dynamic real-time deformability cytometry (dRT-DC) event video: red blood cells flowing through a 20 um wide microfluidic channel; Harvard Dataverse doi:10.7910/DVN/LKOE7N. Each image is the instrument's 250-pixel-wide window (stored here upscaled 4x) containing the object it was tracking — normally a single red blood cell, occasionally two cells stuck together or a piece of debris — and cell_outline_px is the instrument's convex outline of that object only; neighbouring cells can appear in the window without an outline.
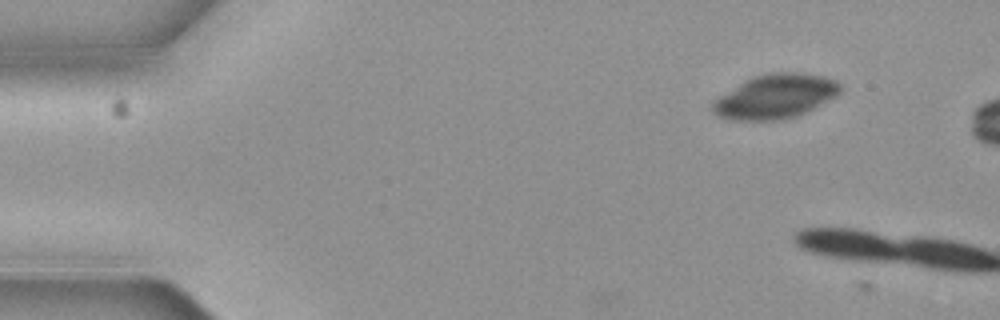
{"species": "common noctule bat (a hibernating species)", "species_latin": "Nyctalus noctula", "temperature_condition": "cold", "stored_images_in_passage": 3, "camera_frame_rate_fps": 3000, "um_per_image_px": 0.085, "animal": {"sex": "female", "body_mass_g": 19.3, "forearm_length_mm": 54.1}, "frame": {"image": 1, "passage_image": 2, "time_ms": 0.333, "image_size_px": [1000, 320], "cell_outline_px": [[840, 92], [836, 96], [796, 116], [784, 120], [732, 120], [716, 116], [712, 112], [712, 104], [720, 96], [744, 80], [752, 76], [772, 72], [800, 72], [824, 76], [836, 80], [840, 84]], "centroid_in_image_um": [65.89, 8.19], "position_along_channel_um": 19.1, "area_um2": 32.83}}